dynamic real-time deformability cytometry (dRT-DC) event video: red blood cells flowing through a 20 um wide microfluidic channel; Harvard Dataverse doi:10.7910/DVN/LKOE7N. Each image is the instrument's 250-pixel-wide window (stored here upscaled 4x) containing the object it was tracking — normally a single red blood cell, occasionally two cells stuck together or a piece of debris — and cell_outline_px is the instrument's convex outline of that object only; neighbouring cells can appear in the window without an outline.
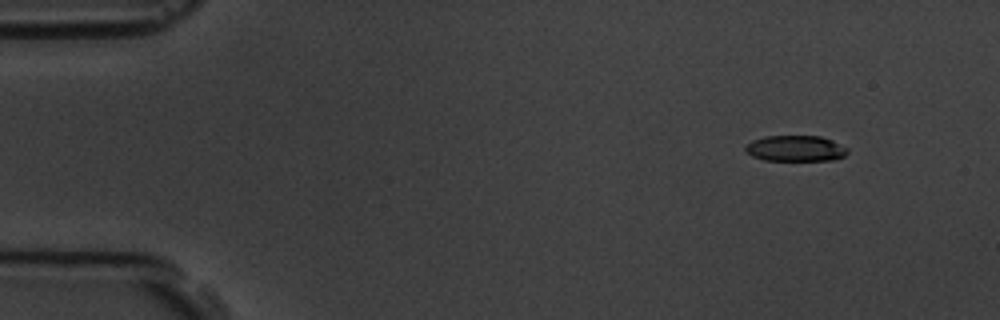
{"species": "common noctule bat (a hibernating species)", "species_latin": "Nyctalus noctula", "temperature_condition": "room temperature", "stored_images_in_passage": 5, "camera_frame_rate_fps": 3000, "um_per_image_px": 0.085, "animal": {"sex": "male", "body_mass_g": 19.5, "forearm_length_mm": 54.6}, "frame": {"image": 1, "passage_image": 1, "time_ms": 0.0, "image_size_px": [1000, 320], "cell_outline_px": [[848, 152], [844, 156], [832, 160], [764, 160], [752, 156], [744, 148], [744, 144], [752, 140], [764, 136], [820, 136], [832, 140], [848, 148]], "centroid_in_image_um": [67.6, 12.61], "position_along_channel_um": 17.4, "area_um2": 15.43}}